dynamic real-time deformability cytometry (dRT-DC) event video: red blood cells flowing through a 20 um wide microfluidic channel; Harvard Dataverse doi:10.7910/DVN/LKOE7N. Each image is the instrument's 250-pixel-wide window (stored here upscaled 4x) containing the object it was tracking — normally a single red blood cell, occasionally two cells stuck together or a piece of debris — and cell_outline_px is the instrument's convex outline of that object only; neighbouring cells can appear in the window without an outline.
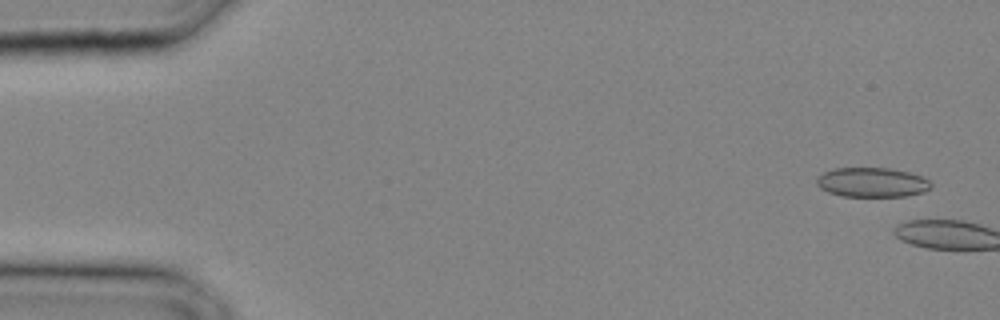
{"species": "common noctule bat (a hibernating species)", "species_latin": "Nyctalus noctula", "temperature_condition": "cold", "stored_images_in_passage": 3, "camera_frame_rate_fps": 3000, "um_per_image_px": 0.085, "animal": {"sex": "male", "body_mass_g": 20.4}, "frame": {"image": 1, "passage_image": 2, "time_ms": 0.333, "image_size_px": [1000, 320], "cell_outline_px": [[932, 188], [924, 192], [908, 196], [840, 196], [828, 192], [820, 188], [816, 184], [816, 176], [824, 172], [836, 168], [888, 168], [908, 172], [924, 176], [932, 184]], "centroid_in_image_um": [74.13, 15.5], "position_along_channel_um": 10.9, "area_um2": 19.88}}